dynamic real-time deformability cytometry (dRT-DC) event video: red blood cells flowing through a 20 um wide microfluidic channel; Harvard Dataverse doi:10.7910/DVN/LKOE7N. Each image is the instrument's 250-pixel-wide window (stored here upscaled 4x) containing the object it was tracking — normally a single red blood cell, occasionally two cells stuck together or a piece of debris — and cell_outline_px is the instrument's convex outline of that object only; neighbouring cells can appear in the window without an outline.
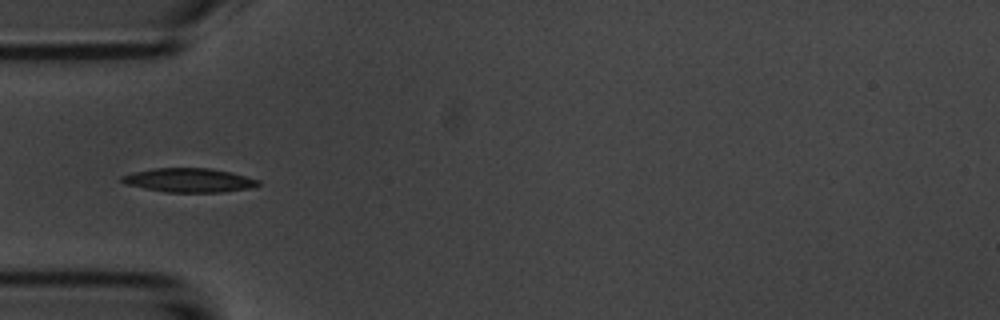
{"species": "common noctule bat (a hibernating species)", "species_latin": "Nyctalus noctula", "temperature_condition": "room temperature", "stored_images_in_passage": 29, "camera_frame_rate_fps": 3000, "um_per_image_px": 0.085, "animal": {"sex": "male", "body_mass_g": 20.1, "forearm_length_mm": 53.5}, "frame": {"image": 1, "passage_image": 5, "time_ms": 1.333, "image_size_px": [1000, 320], "cell_outline_px": [[260, 184], [248, 188], [224, 192], [164, 192], [144, 188], [128, 184], [120, 180], [120, 176], [132, 172], [152, 168], [212, 168], [232, 172], [260, 180]], "centroid_in_image_um": [16.06, 15.31], "position_along_channel_um": 68.9, "area_um2": 19.13}, "authors_computed_cell_mechanics": {"area_um2": 18.6694, "velocity_mm_per_s": 3.7241, "shape_relaxation_time_tau1_ms": 4.7065, "shape_relaxation_time_tau2_ms": 2.8126, "deformation_change_tau1": 0.1822, "deformation_change_tau2": 0.0822}}